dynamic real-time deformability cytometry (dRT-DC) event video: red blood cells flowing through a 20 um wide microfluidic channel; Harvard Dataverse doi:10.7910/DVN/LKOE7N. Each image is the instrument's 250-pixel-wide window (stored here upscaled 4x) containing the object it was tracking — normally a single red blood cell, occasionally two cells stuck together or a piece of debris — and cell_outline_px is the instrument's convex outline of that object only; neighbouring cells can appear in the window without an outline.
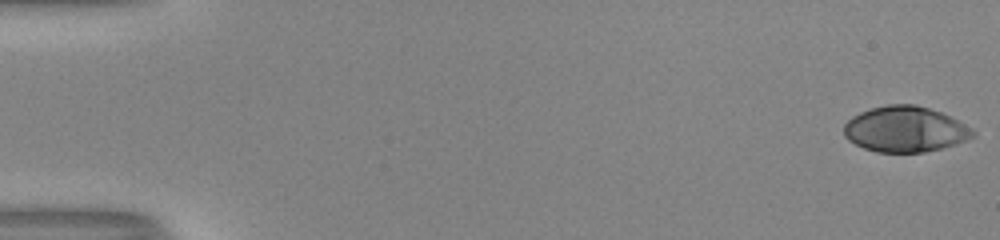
{"species": "human", "species_latin": "Homo sapiens", "temperature_condition": "room temperature", "stored_images_in_passage": 53, "camera_frame_rate_fps": 3000, "um_per_image_px": 0.085, "donor": {"sex": "male"}, "frame": {"image": 1, "passage_image": 1, "time_ms": 0.0, "image_size_px": [1000, 240], "cell_outline_px": [[976, 136], [956, 144], [924, 152], [876, 152], [864, 148], [848, 140], [844, 136], [844, 124], [852, 116], [860, 112], [872, 108], [888, 104], [916, 104], [940, 112], [972, 128], [976, 132]], "centroid_in_image_um": [76.93, 10.98], "position_along_channel_um": 8.1, "area_um2": 34.22}}
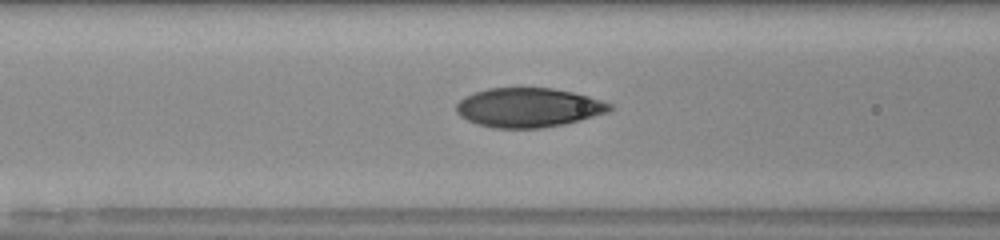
{"frame": {"image": 2, "passage_image": 23, "time_ms": 7.333, "image_size_px": [1000, 240], "cell_outline_px": [[612, 108], [608, 112], [564, 124], [540, 128], [492, 128], [476, 124], [460, 116], [456, 112], [456, 104], [464, 96], [488, 88], [552, 88], [572, 92], [588, 96], [612, 104]], "centroid_in_image_um": [44.88, 9.14], "position_along_channel_um": 121.7, "area_um2": 35.03}}
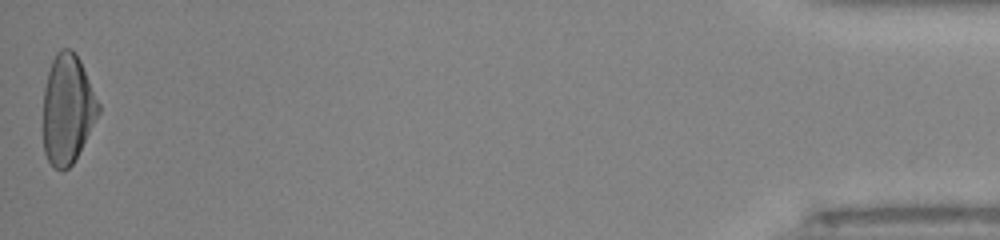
{"frame": {"image": 3, "passage_image": 53, "time_ms": 17.333, "image_size_px": [1000, 240], "cell_outline_px": [[100, 112], [72, 164], [68, 168], [56, 168], [48, 160], [44, 152], [44, 88], [48, 72], [52, 60], [56, 52], [60, 48], [72, 48], [76, 52], [80, 60], [100, 104]], "centroid_in_image_um": [5.74, 9.21], "position_along_channel_um": 429.5, "area_um2": 34.91}, "authors_computed_cell_mechanics": {"area_um2": 35.0268, "velocity_mm_per_s": 4.0351, "shape_relaxation_time_tau1_ms": 6.0243, "shape_relaxation_time_tau2_ms": 0.7904, "deformation_change_tau1": 0.2371, "deformation_change_tau2": 0.0488}}